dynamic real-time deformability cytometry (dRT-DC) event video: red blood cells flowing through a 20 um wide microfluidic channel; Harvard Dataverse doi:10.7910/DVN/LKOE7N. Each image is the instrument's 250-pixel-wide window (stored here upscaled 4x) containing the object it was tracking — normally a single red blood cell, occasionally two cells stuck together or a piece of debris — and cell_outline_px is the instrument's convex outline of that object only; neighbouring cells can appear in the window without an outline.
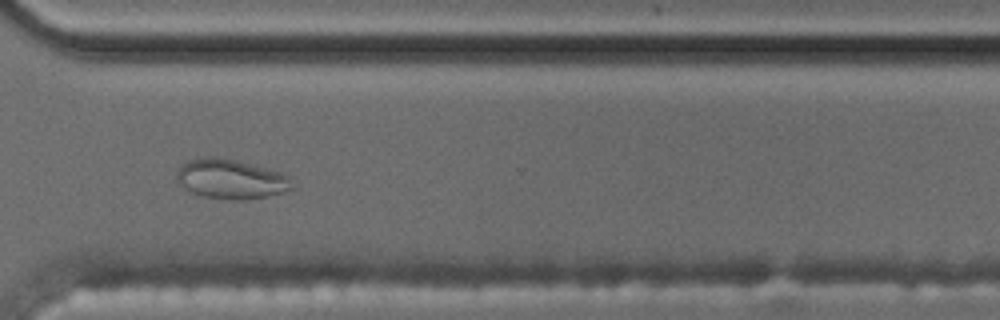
{"species": "common noctule bat (a hibernating species)", "species_latin": "Nyctalus noctula", "temperature_condition": "cold", "stored_images_in_passage": 15, "camera_frame_rate_fps": 3000, "um_per_image_px": 0.085, "animal": {"sex": "male", "body_mass_g": 17.5, "forearm_length_mm": 52.3}, "frame": {"image": 1, "passage_image": 11, "time_ms": 12.667, "image_size_px": [1000, 320], "cell_outline_px": [[292, 188], [284, 192], [268, 196], [244, 200], [228, 200], [196, 196], [184, 188], [176, 180], [176, 172], [188, 160], [208, 156], [236, 160], [280, 172], [288, 176]], "centroid_in_image_um": [19.57, 15.25], "position_along_channel_um": 351.0, "area_um2": 26.65}, "authors_computed_cell_mechanics": {"area_um2": 19.363, "velocity_mm_per_s": 3.475, "shape_relaxation_time_tau1_ms": null, "shape_relaxation_time_tau2_ms": 4.5043, "deformation_change_tau1": null, "deformation_change_tau2": 0.0506}}